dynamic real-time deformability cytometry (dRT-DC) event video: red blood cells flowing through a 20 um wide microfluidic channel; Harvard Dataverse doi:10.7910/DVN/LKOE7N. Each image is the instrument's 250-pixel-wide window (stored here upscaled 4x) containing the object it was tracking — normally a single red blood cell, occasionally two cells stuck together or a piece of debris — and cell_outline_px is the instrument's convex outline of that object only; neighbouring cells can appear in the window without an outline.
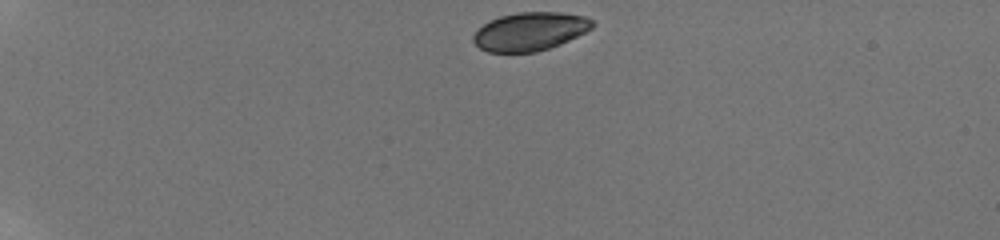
{"species": "human", "species_latin": "Homo sapiens", "temperature_condition": "room temperature", "stored_images_in_passage": 42, "camera_frame_rate_fps": 3000, "um_per_image_px": 0.085, "donor": {"sex": "male"}, "frame": {"image": 1, "passage_image": 1, "time_ms": 0.0, "image_size_px": [1000, 240], "cell_outline_px": [[596, 24], [592, 28], [560, 44], [536, 52], [488, 52], [480, 48], [472, 40], [472, 36], [484, 24], [500, 16], [516, 12], [560, 12], [584, 16], [592, 20]], "centroid_in_image_um": [45.05, 2.67], "position_along_channel_um": 39.9, "area_um2": 26.41}}
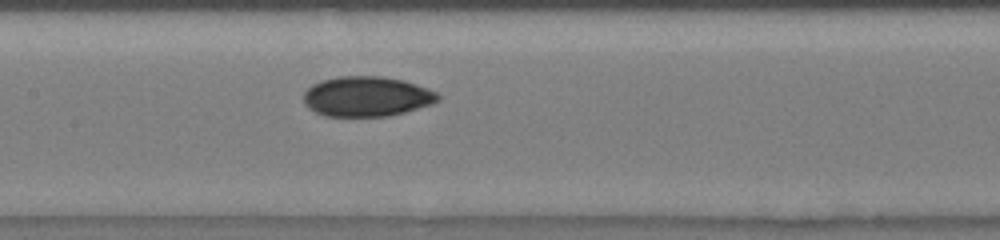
{"frame": {"image": 2, "passage_image": 18, "time_ms": 5.667, "image_size_px": [1000, 240], "cell_outline_px": [[440, 100], [432, 104], [404, 112], [388, 116], [324, 116], [308, 108], [304, 104], [304, 92], [312, 84], [320, 80], [336, 76], [380, 76], [404, 80], [428, 88], [436, 92], [440, 96]], "centroid_in_image_um": [31.16, 8.19], "position_along_channel_um": 176.2, "area_um2": 31.56}}
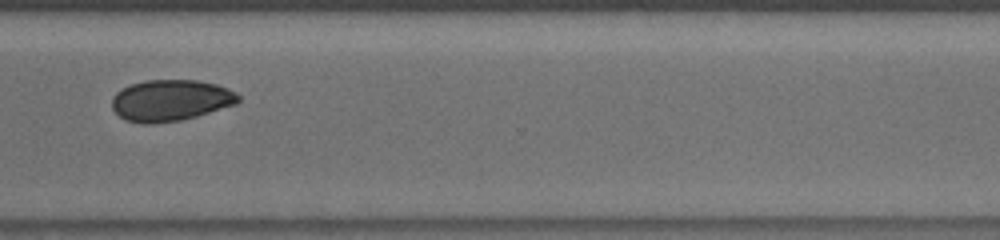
{"frame": {"image": 3, "passage_image": 32, "time_ms": 10.333, "image_size_px": [1000, 240], "cell_outline_px": [[240, 100], [236, 104], [196, 116], [180, 120], [152, 124], [140, 124], [124, 120], [112, 108], [112, 96], [120, 88], [144, 80], [196, 80], [216, 84], [228, 88], [236, 92], [240, 96]], "centroid_in_image_um": [14.48, 8.53], "position_along_channel_um": 356.1, "area_um2": 30.63}, "authors_computed_cell_mechanics": {"area_um2": 30.2294, "velocity_mm_per_s": 3.8522, "shape_relaxation_time_tau1_ms": 2.6739, "shape_relaxation_time_tau2_ms": 10.6263, "deformation_change_tau1": 0.0324, "deformation_change_tau2": 0.0413}}